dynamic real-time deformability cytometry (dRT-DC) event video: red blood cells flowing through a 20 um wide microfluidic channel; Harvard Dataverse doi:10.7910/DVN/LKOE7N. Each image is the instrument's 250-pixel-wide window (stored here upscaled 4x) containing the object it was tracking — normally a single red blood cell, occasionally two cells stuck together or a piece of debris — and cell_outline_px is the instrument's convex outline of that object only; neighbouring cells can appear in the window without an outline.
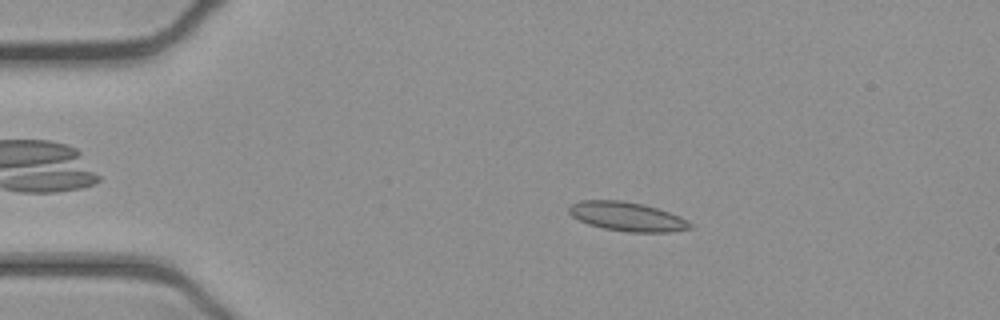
{"species": "common noctule bat (a hibernating species)", "species_latin": "Nyctalus noctula", "temperature_condition": "cold", "stored_images_in_passage": 51, "camera_frame_rate_fps": 3000, "um_per_image_px": 0.085, "animal": {"sex": "female", "body_mass_g": 21.9}, "frame": {"image": 1, "passage_image": 9, "time_ms": 2.667, "image_size_px": [1000, 320], "cell_outline_px": [[692, 228], [672, 232], [628, 232], [604, 228], [588, 224], [572, 216], [568, 212], [568, 208], [572, 204], [584, 200], [620, 200], [644, 204], [680, 216], [692, 224]], "centroid_in_image_um": [53.32, 18.41], "position_along_channel_um": 31.7, "area_um2": 20.4}}
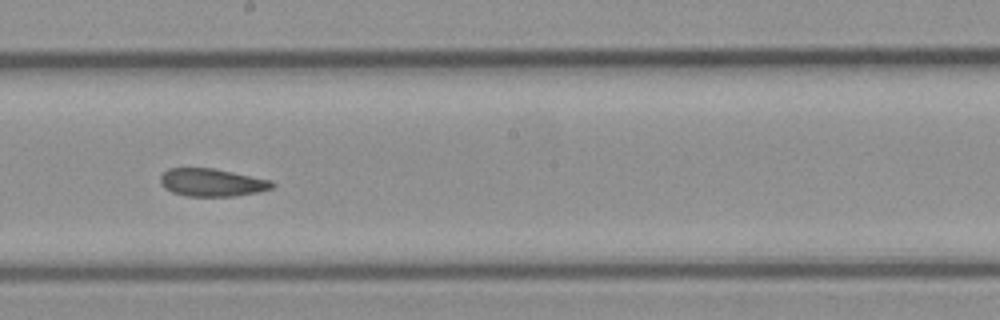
{"frame": {"image": 2, "passage_image": 28, "time_ms": 9.0, "image_size_px": [1000, 320], "cell_outline_px": [[276, 184], [272, 188], [256, 192], [236, 196], [184, 196], [172, 192], [164, 188], [160, 180], [160, 176], [168, 168], [212, 168], [272, 180]], "centroid_in_image_um": [18.0, 15.51], "position_along_channel_um": 230.2, "area_um2": 18.09}}
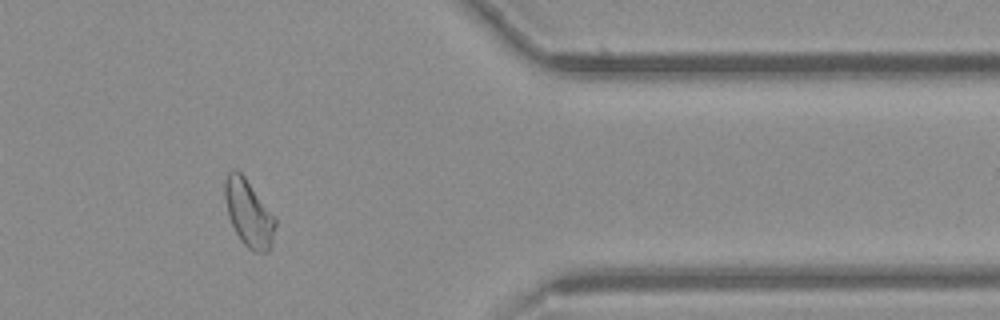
{"frame": {"image": 3, "passage_image": 42, "time_ms": 13.667, "image_size_px": [1000, 320], "cell_outline_px": [[276, 224], [272, 244], [268, 252], [252, 252], [240, 240], [228, 216], [224, 200], [224, 180], [228, 172], [232, 168], [236, 168], [244, 176], [276, 216]], "centroid_in_image_um": [21.14, 18.1], "position_along_channel_um": 390.3, "area_um2": 20.06}, "authors_computed_cell_mechanics": {"area_um2": 19.3052, "velocity_mm_per_s": 3.9044, "shape_relaxation_time_tau1_ms": 9.7796, "shape_relaxation_time_tau2_ms": 1.8559, "deformation_change_tau1": 0.1895, "deformation_change_tau2": 0.0888}}